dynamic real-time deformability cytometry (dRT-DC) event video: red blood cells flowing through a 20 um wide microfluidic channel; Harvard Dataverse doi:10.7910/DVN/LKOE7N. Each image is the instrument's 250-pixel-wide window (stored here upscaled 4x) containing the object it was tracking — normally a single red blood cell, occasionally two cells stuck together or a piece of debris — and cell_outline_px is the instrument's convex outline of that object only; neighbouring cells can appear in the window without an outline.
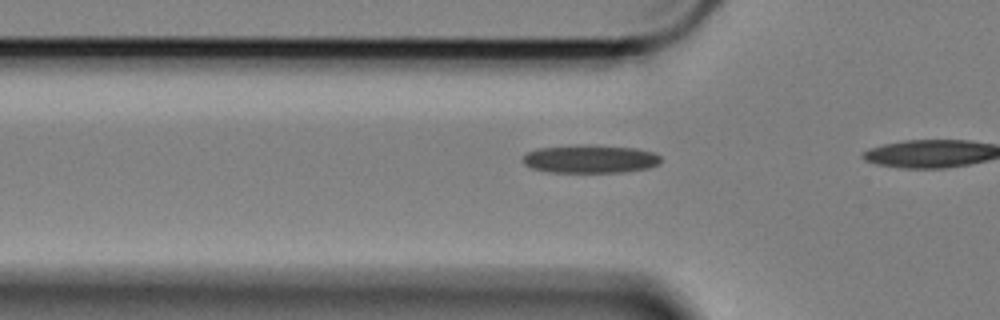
{"species": "Egyptian fruit bat (a non-hibernating species)", "species_latin": "Rousettus aegyptiacus", "temperature_condition": "cold", "stored_images_in_passage": 14, "camera_frame_rate_fps": 3000, "um_per_image_px": 0.085, "animal": {"sex": "female"}, "frame": {"image": 1, "passage_image": 12, "time_ms": 3.667, "image_size_px": [1000, 320], "cell_outline_px": [[660, 160], [656, 164], [648, 168], [624, 172], [548, 172], [532, 168], [524, 164], [524, 156], [528, 152], [536, 148], [580, 144], [588, 144], [636, 148], [652, 152], [660, 156]], "centroid_in_image_um": [50.14, 13.5], "position_along_channel_um": 75.7, "area_um2": 22.72}}